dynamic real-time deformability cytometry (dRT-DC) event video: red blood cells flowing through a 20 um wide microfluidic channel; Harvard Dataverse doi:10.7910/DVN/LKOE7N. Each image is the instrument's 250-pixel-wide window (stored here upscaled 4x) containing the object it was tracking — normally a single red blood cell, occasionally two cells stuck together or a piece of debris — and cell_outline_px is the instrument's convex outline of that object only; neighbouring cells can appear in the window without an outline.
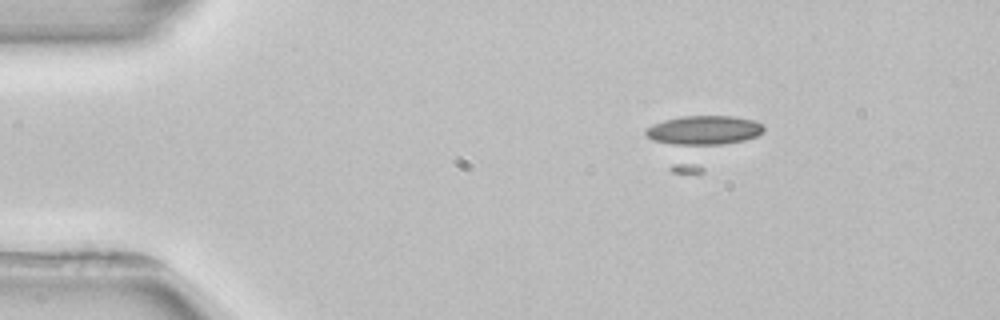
{"species": "common noctule bat (a hibernating species)", "species_latin": "Nyctalus noctula", "temperature_condition": "room temperature", "stored_images_in_passage": 5, "camera_frame_rate_fps": 3000, "um_per_image_px": 0.085, "animal": {"sex": "female", "body_mass_g": 22.7, "forearm_length_mm": 54.2}, "frame": {"image": 1, "passage_image": 2, "time_ms": 1.333, "image_size_px": [1000, 320], "cell_outline_px": [[764, 132], [700, 176], [672, 172], [644, 132], [644, 128], [652, 124], [664, 120], [684, 116], [732, 116], [756, 120], [764, 124]], "centroid_in_image_um": [59.57, 11.95], "position_along_channel_um": 25.4, "area_um2": 34.51}}
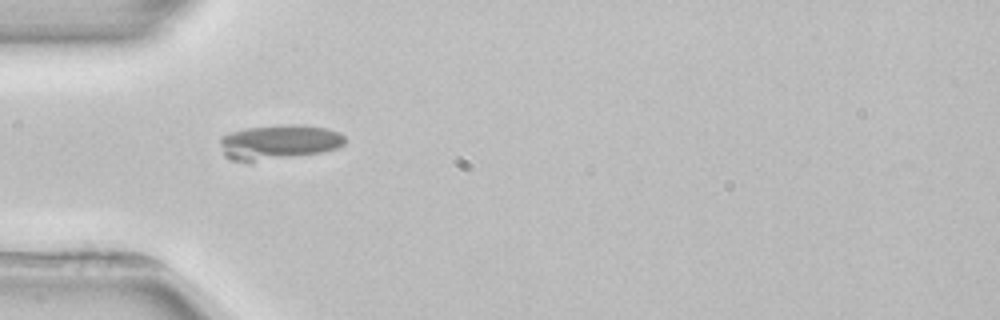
{"frame": {"image": 2, "passage_image": 4, "time_ms": 4.0, "image_size_px": [1000, 320], "cell_outline_px": [[344, 144], [336, 148], [320, 152], [252, 164], [248, 164], [232, 160], [224, 156], [220, 144], [220, 136], [232, 132], [248, 128], [284, 124], [304, 124], [328, 128], [340, 132], [344, 136]], "centroid_in_image_um": [23.66, 12.11], "position_along_channel_um": 61.3, "area_um2": 26.01}}